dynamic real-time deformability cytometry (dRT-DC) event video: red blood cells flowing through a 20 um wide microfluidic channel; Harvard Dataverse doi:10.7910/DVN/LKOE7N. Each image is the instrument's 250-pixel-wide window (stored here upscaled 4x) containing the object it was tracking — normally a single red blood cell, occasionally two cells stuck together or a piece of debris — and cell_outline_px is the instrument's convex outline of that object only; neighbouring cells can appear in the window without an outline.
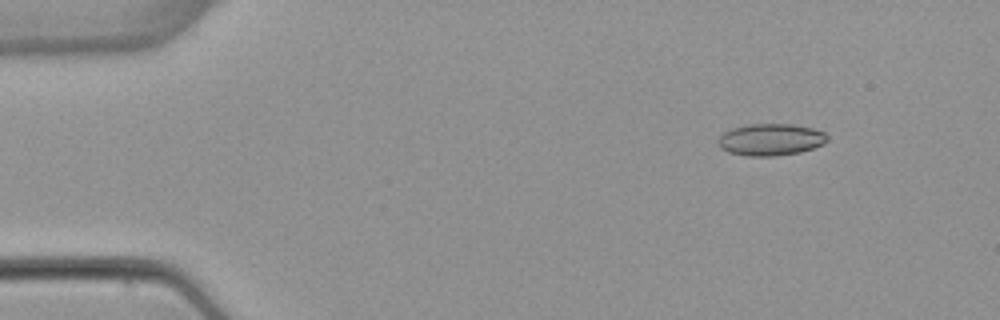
{"species": "common noctule bat (a hibernating species)", "species_latin": "Nyctalus noctula", "temperature_condition": "warm", "stored_images_in_passage": 4, "camera_frame_rate_fps": 3000, "um_per_image_px": 0.085, "animal": {"sex": "female", "body_mass_g": 22.7, "forearm_length_mm": 54.2}, "frame": {"image": 1, "passage_image": 2, "time_ms": 1.333, "image_size_px": [1000, 320], "cell_outline_px": [[828, 140], [824, 144], [800, 152], [776, 156], [748, 156], [728, 152], [720, 148], [716, 140], [724, 132], [732, 128], [748, 124], [792, 124], [812, 128], [824, 132], [828, 136]], "centroid_in_image_um": [65.49, 11.87], "position_along_channel_um": 19.5, "area_um2": 20.4}}